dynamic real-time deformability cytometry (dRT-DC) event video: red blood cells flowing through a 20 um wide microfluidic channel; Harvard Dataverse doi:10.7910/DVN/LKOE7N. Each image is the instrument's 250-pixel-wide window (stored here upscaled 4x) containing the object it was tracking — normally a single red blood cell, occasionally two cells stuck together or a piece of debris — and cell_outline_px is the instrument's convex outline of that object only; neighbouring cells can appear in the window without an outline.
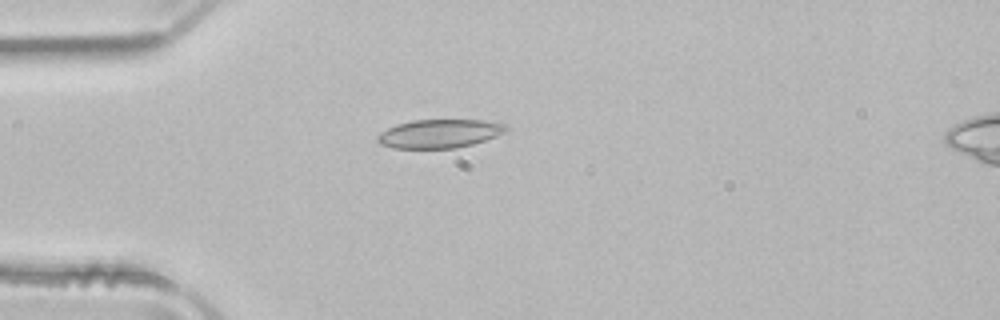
{"species": "common noctule bat (a hibernating species)", "species_latin": "Nyctalus noctula", "temperature_condition": "room temperature", "stored_images_in_passage": 40, "camera_frame_rate_fps": 3000, "um_per_image_px": 0.085, "animal": {"sex": "male", "body_mass_g": 21.5, "forearm_length_mm": 52.0}, "frame": {"image": 1, "passage_image": 3, "time_ms": 0.667, "image_size_px": [1000, 320], "cell_outline_px": [[508, 128], [504, 132], [496, 136], [472, 144], [456, 148], [392, 148], [380, 144], [376, 140], [376, 136], [380, 132], [396, 124], [412, 120], [484, 120], [504, 124]], "centroid_in_image_um": [37.31, 11.36], "position_along_channel_um": 47.7, "area_um2": 21.39}}
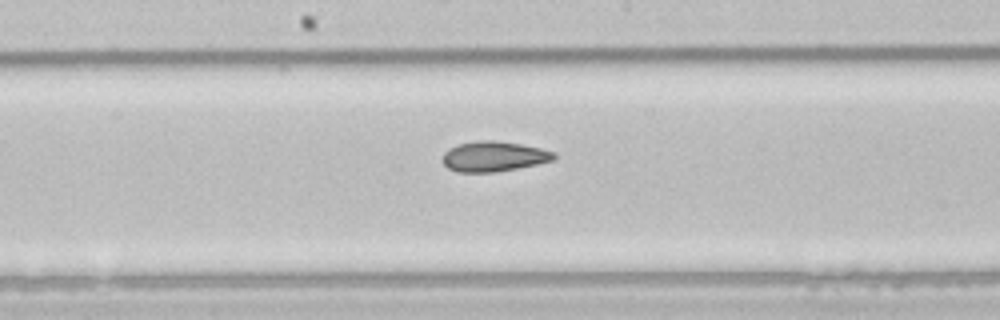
{"frame": {"image": 2, "passage_image": 16, "time_ms": 5.0, "image_size_px": [1000, 320], "cell_outline_px": [[556, 156], [552, 160], [536, 164], [496, 172], [456, 172], [448, 168], [444, 164], [444, 152], [448, 148], [456, 144], [476, 140], [492, 140], [520, 144], [540, 148], [556, 152]], "centroid_in_image_um": [41.94, 13.29], "position_along_channel_um": 206.3, "area_um2": 19.54}}
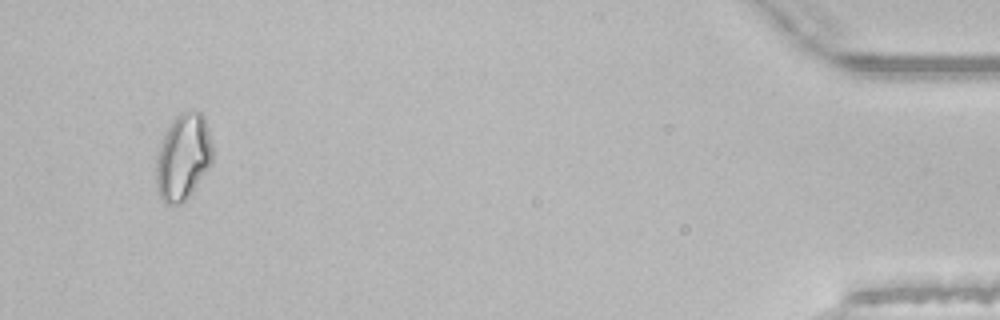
{"frame": {"image": 3, "passage_image": 38, "time_ms": 12.333, "image_size_px": [1000, 320], "cell_outline_px": [[212, 164], [188, 196], [180, 204], [168, 204], [160, 196], [156, 188], [156, 156], [160, 144], [168, 128], [176, 116], [180, 112], [192, 108], [200, 112], [204, 116], [212, 144]], "centroid_in_image_um": [15.57, 13.31], "position_along_channel_um": 419.6, "area_um2": 28.32}, "authors_computed_cell_mechanics": {"area_um2": 20.2878, "velocity_mm_per_s": 3.9792, "shape_relaxation_time_tau1_ms": null, "shape_relaxation_time_tau2_ms": 2.9715, "deformation_change_tau1": null, "deformation_change_tau2": 0.0658}}